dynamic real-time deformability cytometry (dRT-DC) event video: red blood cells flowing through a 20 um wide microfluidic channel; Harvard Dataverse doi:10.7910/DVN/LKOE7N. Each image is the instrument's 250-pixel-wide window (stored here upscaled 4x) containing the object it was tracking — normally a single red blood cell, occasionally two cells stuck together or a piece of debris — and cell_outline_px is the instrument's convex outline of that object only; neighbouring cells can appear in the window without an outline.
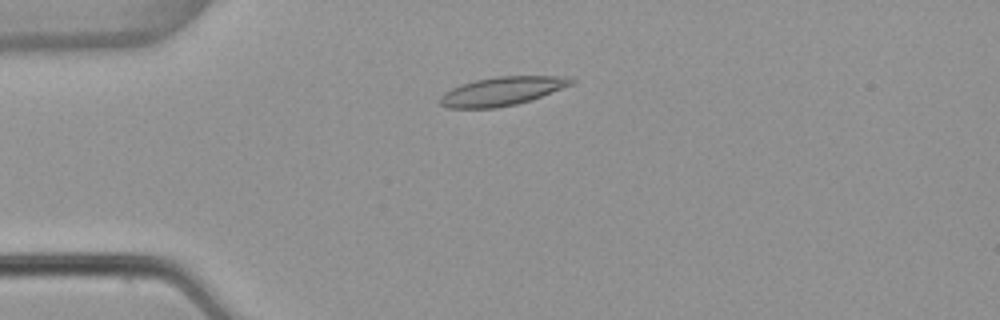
{"species": "common noctule bat (a hibernating species)", "species_latin": "Nyctalus noctula", "temperature_condition": "warm", "stored_images_in_passage": 52, "camera_frame_rate_fps": 3000, "um_per_image_px": 0.085, "animal": {"sex": "female", "body_mass_g": 22.7, "forearm_length_mm": 54.2}, "frame": {"image": 1, "passage_image": 12, "time_ms": 3.667, "image_size_px": [1000, 320], "cell_outline_px": [[576, 80], [572, 84], [532, 100], [516, 104], [496, 108], [448, 108], [440, 104], [440, 96], [444, 92], [460, 84], [476, 80], [496, 76], [568, 76]], "centroid_in_image_um": [42.67, 7.75], "position_along_channel_um": 42.3, "area_um2": 21.96}}
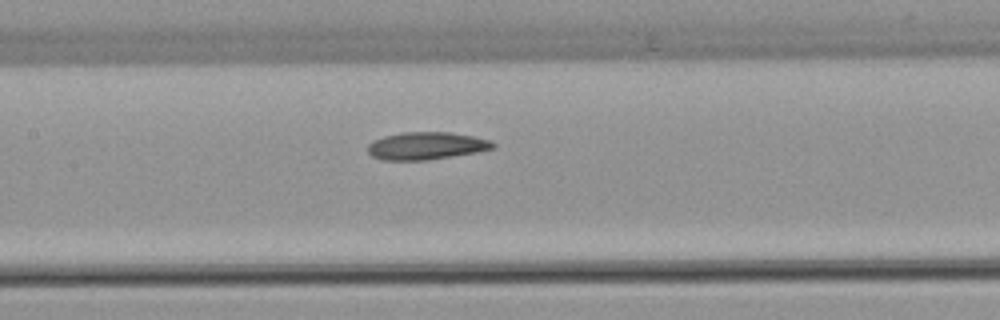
{"frame": {"image": 2, "passage_image": 24, "time_ms": 7.667, "image_size_px": [1000, 320], "cell_outline_px": [[496, 148], [476, 152], [428, 160], [380, 160], [372, 156], [368, 152], [368, 144], [372, 140], [384, 136], [404, 132], [448, 132], [472, 136], [492, 140], [496, 144]], "centroid_in_image_um": [36.23, 12.39], "position_along_channel_um": 171.2, "area_um2": 20.17}}
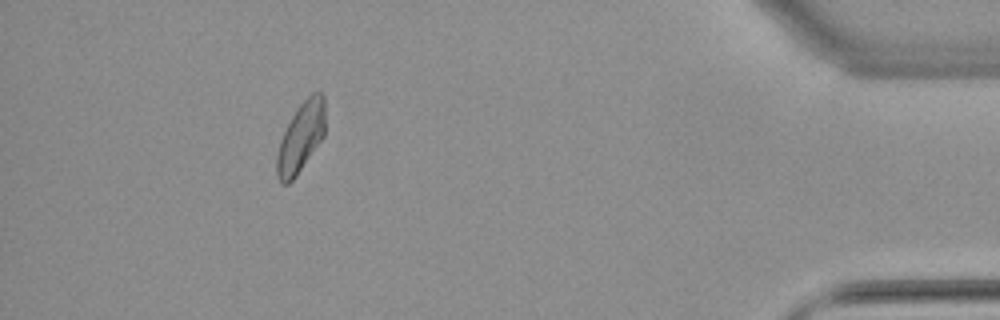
{"frame": {"image": 3, "passage_image": 47, "time_ms": 15.333, "image_size_px": [1000, 320], "cell_outline_px": [[324, 136], [296, 176], [288, 184], [280, 184], [276, 176], [276, 156], [280, 140], [292, 116], [300, 104], [312, 92], [320, 92], [324, 96]], "centroid_in_image_um": [25.55, 11.7], "position_along_channel_um": 409.7, "area_um2": 19.54}, "authors_computed_cell_mechanics": {"area_um2": 20.2878, "velocity_mm_per_s": 3.8545, "shape_relaxation_time_tau1_ms": null, "shape_relaxation_time_tau2_ms": 4.6619, "deformation_change_tau1": null, "deformation_change_tau2": 0.1066}}